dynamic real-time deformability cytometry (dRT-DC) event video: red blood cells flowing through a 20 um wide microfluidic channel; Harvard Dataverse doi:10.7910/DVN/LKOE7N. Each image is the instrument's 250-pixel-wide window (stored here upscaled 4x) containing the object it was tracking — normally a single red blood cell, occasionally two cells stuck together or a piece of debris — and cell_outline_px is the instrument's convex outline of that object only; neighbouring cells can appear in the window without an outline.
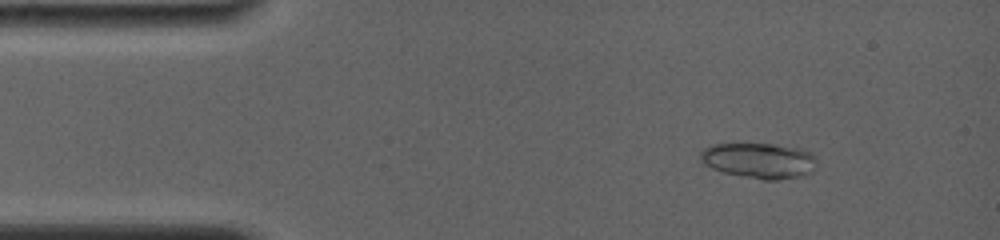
{"species": "common noctule bat (a hibernating species)", "species_latin": "Nyctalus noctula", "temperature_condition": "room temperature", "stored_images_in_passage": 62, "camera_frame_rate_fps": 4000, "um_per_image_px": 0.085, "animal": {"sex": "female", "body_mass_g": 19.0, "forearm_length_mm": 56.7}, "frame": {"image": 1, "passage_image": 1, "time_ms": 0.0, "image_size_px": [1000, 240], "cell_outline_px": [[816, 160], [812, 172], [800, 176], [780, 180], [764, 180], [724, 172], [712, 168], [704, 164], [700, 160], [700, 152], [704, 148], [712, 144], [732, 140], [772, 144], [800, 148], [816, 156]], "centroid_in_image_um": [64.46, 13.59], "position_along_channel_um": 20.5, "area_um2": 24.85}}
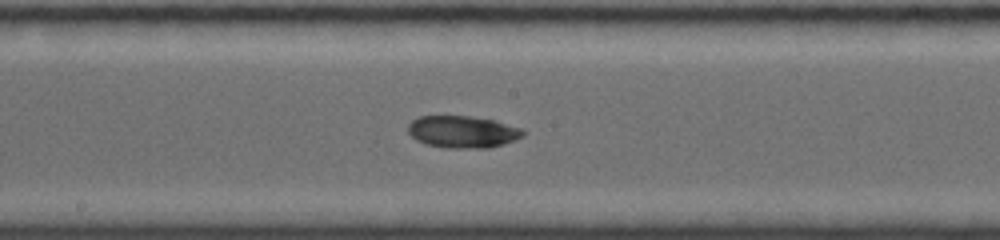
{"frame": {"image": 2, "passage_image": 32, "time_ms": 6.75, "image_size_px": [1000, 240], "cell_outline_px": [[524, 136], [504, 144], [488, 148], [448, 148], [424, 144], [416, 140], [408, 132], [408, 124], [412, 120], [420, 116], [468, 116], [496, 120], [524, 128]], "centroid_in_image_um": [39.35, 11.2], "position_along_channel_um": 208.9, "area_um2": 21.73}}
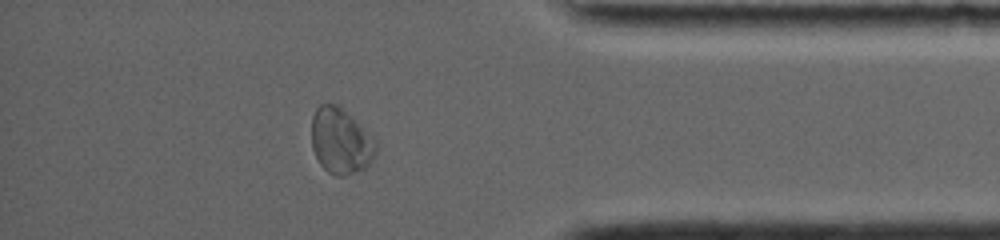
{"frame": {"image": 3, "passage_image": 56, "time_ms": 12.25, "image_size_px": [1000, 240], "cell_outline_px": [[376, 152], [372, 160], [364, 168], [344, 176], [336, 176], [328, 172], [320, 164], [312, 148], [312, 116], [316, 108], [320, 104], [340, 104], [372, 132], [376, 140]], "centroid_in_image_um": [28.99, 11.94], "position_along_channel_um": 406.2, "area_um2": 25.26}, "authors_computed_cell_mechanics": {"area_um2": 22.2241, "velocity_mm_per_s": 3.812, "shape_relaxation_time_tau1_ms": null, "shape_relaxation_time_tau2_ms": 1.4132, "deformation_change_tau1": null, "deformation_change_tau2": 0.0293}}